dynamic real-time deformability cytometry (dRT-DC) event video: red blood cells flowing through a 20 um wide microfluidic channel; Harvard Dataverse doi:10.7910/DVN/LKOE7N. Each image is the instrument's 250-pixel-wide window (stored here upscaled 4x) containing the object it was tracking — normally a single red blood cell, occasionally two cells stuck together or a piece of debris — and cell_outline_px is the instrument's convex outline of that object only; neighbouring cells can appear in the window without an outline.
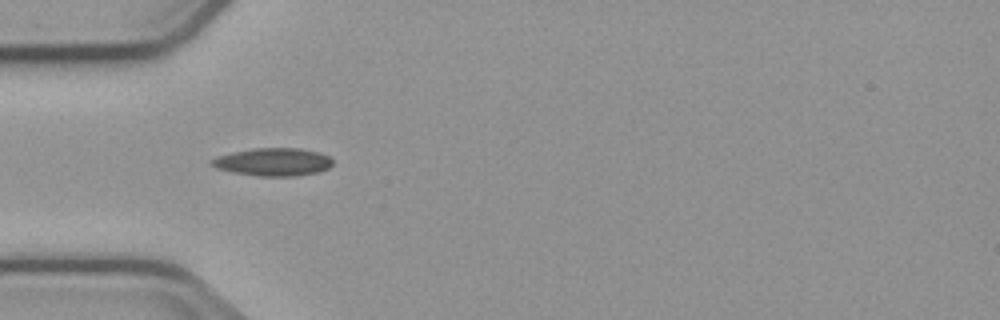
{"species": "common noctule bat (a hibernating species)", "species_latin": "Nyctalus noctula", "temperature_condition": "cold", "stored_images_in_passage": 6, "camera_frame_rate_fps": 3000, "um_per_image_px": 0.085, "animal": {"sex": "male", "body_mass_g": 23.1, "forearm_length_mm": 52.7}, "frame": {"image": 1, "passage_image": 3, "time_ms": 2.0, "image_size_px": [1000, 320], "cell_outline_px": [[332, 164], [328, 168], [320, 172], [296, 176], [260, 176], [232, 172], [216, 168], [208, 164], [208, 160], [216, 156], [232, 152], [256, 148], [300, 148], [320, 152], [328, 156], [332, 160]], "centroid_in_image_um": [23.18, 13.76], "position_along_channel_um": 61.8, "area_um2": 19.88}}
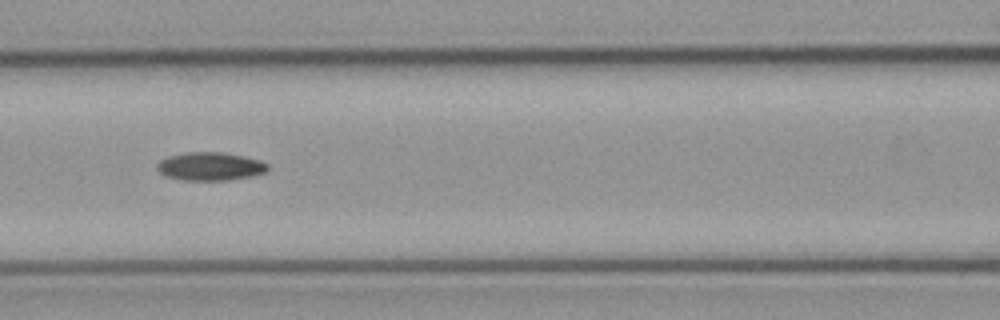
{"frame": {"image": 2, "passage_image": 5, "time_ms": 4.333, "image_size_px": [1000, 320], "cell_outline_px": [[268, 168], [264, 172], [252, 176], [228, 180], [180, 180], [168, 176], [160, 172], [156, 168], [156, 164], [160, 160], [168, 156], [188, 152], [220, 152], [244, 156], [260, 160], [268, 164]], "centroid_in_image_um": [17.85, 14.14], "position_along_channel_um": 148.7, "area_um2": 18.15}}
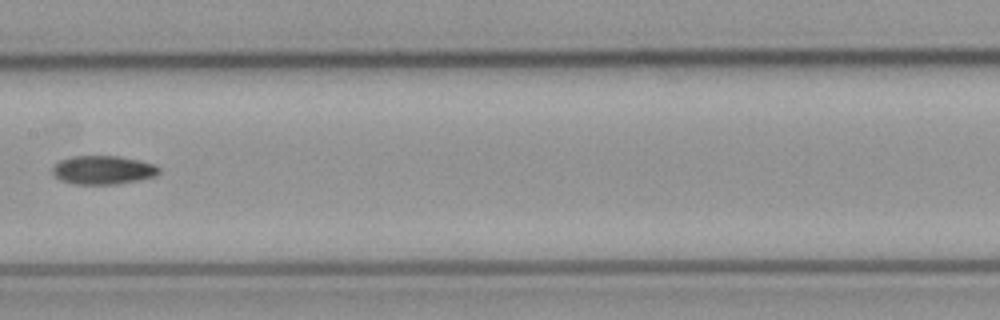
{"frame": {"image": 3, "passage_image": 6, "time_ms": 5.667, "image_size_px": [1000, 320], "cell_outline_px": [[160, 172], [156, 176], [116, 184], [76, 184], [60, 180], [52, 172], [52, 164], [60, 160], [72, 156], [120, 156], [140, 160], [156, 164], [160, 168]], "centroid_in_image_um": [8.76, 14.43], "position_along_channel_um": 198.6, "area_um2": 17.92}}